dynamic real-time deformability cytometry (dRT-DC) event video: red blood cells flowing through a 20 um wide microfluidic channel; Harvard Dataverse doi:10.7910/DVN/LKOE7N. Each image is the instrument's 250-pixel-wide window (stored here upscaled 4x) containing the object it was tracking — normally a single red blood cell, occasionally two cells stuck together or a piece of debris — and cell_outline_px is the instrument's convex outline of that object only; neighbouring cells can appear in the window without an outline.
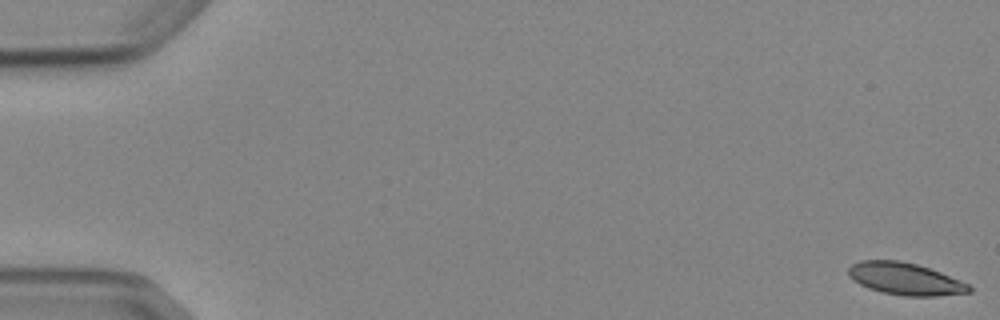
{"species": "Egyptian fruit bat (a non-hibernating species)", "species_latin": "Rousettus aegyptiacus", "temperature_condition": "cold", "stored_images_in_passage": 8, "camera_frame_rate_fps": 3000, "um_per_image_px": 0.085, "animal": {"sex": "female"}, "frame": {"image": 1, "passage_image": 1, "time_ms": 0.0, "image_size_px": [1000, 320], "cell_outline_px": [[972, 292], [936, 296], [904, 296], [880, 292], [868, 288], [860, 284], [848, 276], [848, 268], [852, 264], [860, 260], [900, 260], [916, 264], [940, 272], [968, 284], [972, 288]], "centroid_in_image_um": [76.91, 23.7], "position_along_channel_um": 8.1, "area_um2": 22.6}}
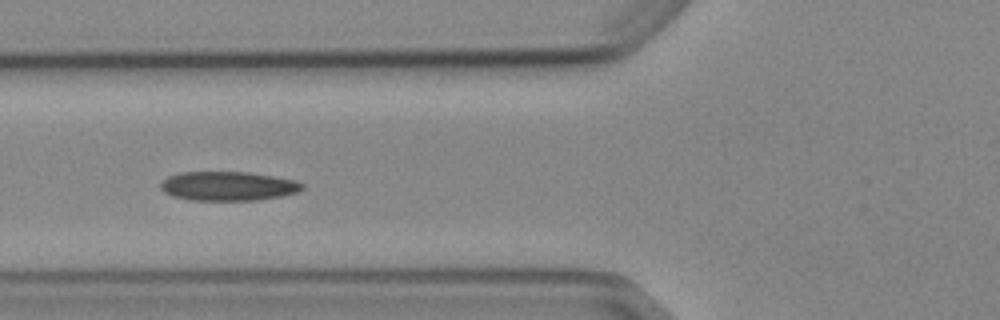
{"frame": {"image": 2, "passage_image": 7, "time_ms": 6.667, "image_size_px": [1000, 320], "cell_outline_px": [[304, 188], [296, 192], [280, 196], [256, 200], [188, 200], [172, 196], [164, 192], [160, 188], [160, 180], [168, 176], [180, 172], [248, 172], [296, 180], [304, 184]], "centroid_in_image_um": [19.33, 15.81], "position_along_channel_um": 106.5, "area_um2": 24.16}}
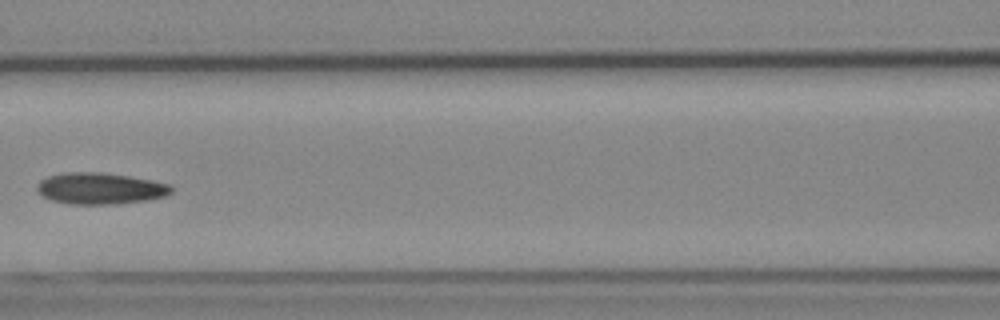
{"frame": {"image": 3, "passage_image": 8, "time_ms": 8.0, "image_size_px": [1000, 320], "cell_outline_px": [[176, 188], [172, 192], [164, 196], [148, 200], [116, 204], [68, 204], [52, 200], [44, 196], [36, 188], [36, 184], [40, 180], [48, 176], [64, 172], [104, 172], [152, 180], [172, 184]], "centroid_in_image_um": [8.55, 16.01], "position_along_channel_um": 158.0, "area_um2": 24.85}}